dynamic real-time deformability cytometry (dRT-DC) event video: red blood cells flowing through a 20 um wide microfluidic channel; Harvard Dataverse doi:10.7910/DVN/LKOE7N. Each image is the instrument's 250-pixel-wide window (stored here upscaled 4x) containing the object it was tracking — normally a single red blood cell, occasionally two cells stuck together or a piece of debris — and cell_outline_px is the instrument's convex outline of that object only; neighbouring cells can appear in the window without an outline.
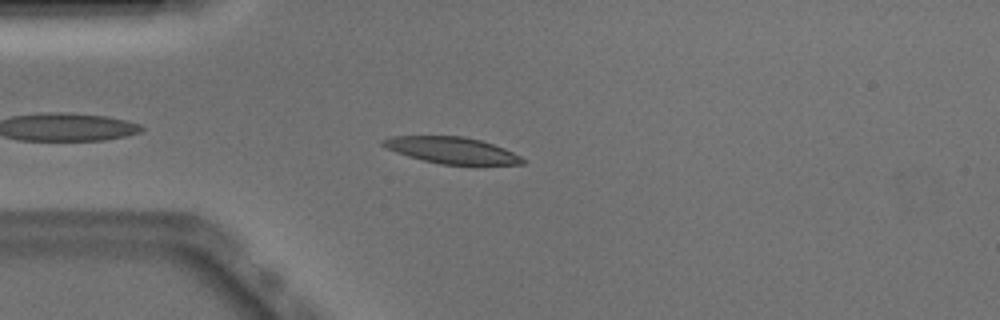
{"species": "Egyptian fruit bat (a non-hibernating species)", "species_latin": "Rousettus aegyptiacus", "temperature_condition": "warm", "stored_images_in_passage": 38, "camera_frame_rate_fps": 3000, "um_per_image_px": 0.085, "animal": {"sex": "male"}, "frame": {"image": 1, "passage_image": 5, "time_ms": 1.333, "image_size_px": [1000, 320], "cell_outline_px": [[524, 164], [440, 164], [408, 156], [396, 152], [380, 144], [380, 140], [392, 136], [464, 136], [480, 140], [504, 148], [520, 156], [524, 160]], "centroid_in_image_um": [38.36, 12.76], "position_along_channel_um": 46.6, "area_um2": 21.21}}
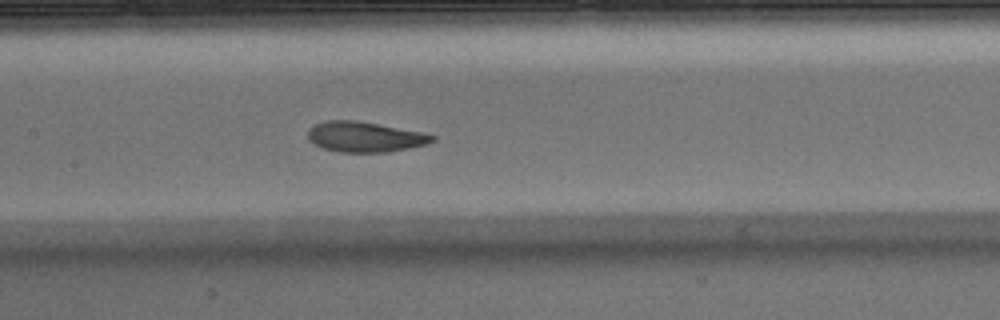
{"frame": {"image": 2, "passage_image": 16, "time_ms": 5.0, "image_size_px": [1000, 320], "cell_outline_px": [[436, 140], [428, 144], [388, 152], [340, 152], [324, 148], [312, 144], [308, 140], [308, 128], [324, 120], [356, 120], [424, 132], [436, 136]], "centroid_in_image_um": [31.01, 11.63], "position_along_channel_um": 176.4, "area_um2": 22.2}}
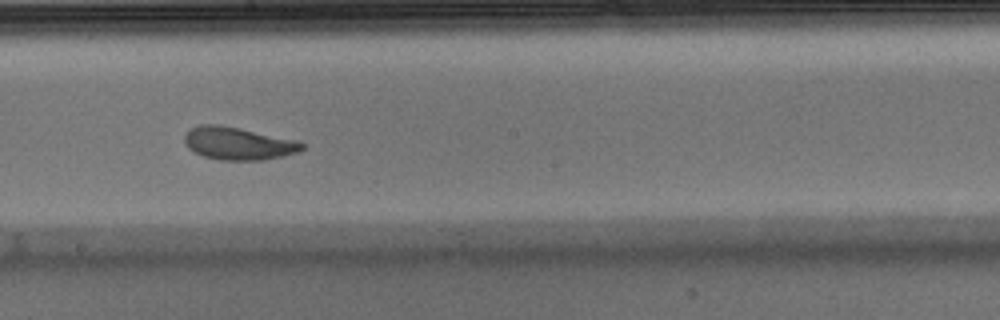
{"frame": {"image": 3, "passage_image": 20, "time_ms": 6.333, "image_size_px": [1000, 320], "cell_outline_px": [[304, 148], [296, 152], [284, 156], [264, 160], [220, 160], [204, 156], [192, 152], [188, 148], [184, 140], [184, 136], [188, 128], [200, 124], [220, 124], [240, 128], [296, 140], [304, 144]], "centroid_in_image_um": [20.2, 12.18], "position_along_channel_um": 228.0, "area_um2": 22.54}, "authors_computed_cell_mechanics": {"area_um2": 22.253, "velocity_mm_per_s": 3.8743, "shape_relaxation_time_tau1_ms": 2.2278, "shape_relaxation_time_tau2_ms": 2.9285, "deformation_change_tau1": 0.1479, "deformation_change_tau2": 0.1156}}